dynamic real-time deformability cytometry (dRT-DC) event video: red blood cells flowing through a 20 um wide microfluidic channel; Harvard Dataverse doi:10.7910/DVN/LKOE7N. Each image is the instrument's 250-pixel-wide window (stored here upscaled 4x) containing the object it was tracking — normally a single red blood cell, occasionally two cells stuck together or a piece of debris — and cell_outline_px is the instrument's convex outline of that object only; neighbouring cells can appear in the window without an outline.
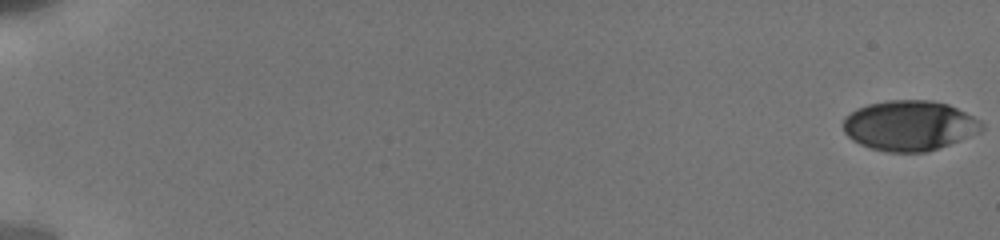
{"species": "human", "species_latin": "Homo sapiens", "temperature_condition": "cold", "stored_images_in_passage": 24, "camera_frame_rate_fps": 3000, "um_per_image_px": 0.085, "donor": {"sex": "male"}, "frame": {"image": 1, "passage_image": 1, "time_ms": 0.0, "image_size_px": [1000, 240], "cell_outline_px": [[984, 128], [980, 132], [960, 140], [924, 152], [888, 152], [872, 148], [860, 144], [852, 140], [844, 132], [844, 116], [856, 108], [868, 104], [888, 100], [932, 100], [948, 104], [980, 120], [984, 124]], "centroid_in_image_um": [77.29, 10.66], "position_along_channel_um": 7.7, "area_um2": 40.34}}
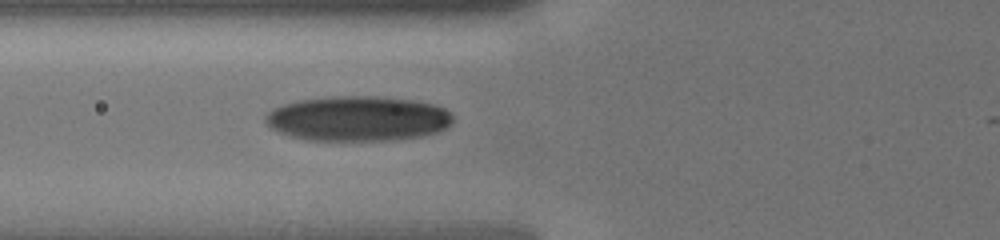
{"frame": {"image": 2, "passage_image": 21, "time_ms": 7.667, "image_size_px": [1000, 240], "cell_outline_px": [[452, 124], [436, 132], [420, 136], [392, 140], [308, 140], [288, 136], [276, 132], [264, 120], [264, 116], [272, 108], [284, 104], [300, 100], [332, 96], [376, 96], [412, 100], [432, 104], [444, 108], [452, 116]], "centroid_in_image_um": [30.37, 10.08], "position_along_channel_um": 95.4, "area_um2": 49.13}}
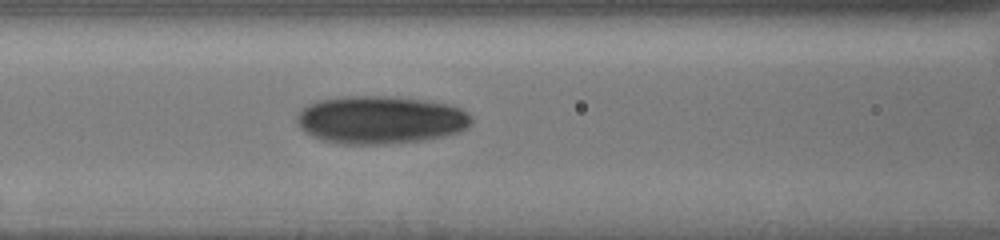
{"frame": {"image": 3, "passage_image": 24, "time_ms": 8.667, "image_size_px": [1000, 240], "cell_outline_px": [[472, 124], [468, 128], [460, 132], [444, 136], [420, 140], [388, 144], [340, 144], [320, 140], [304, 132], [296, 124], [296, 116], [308, 104], [316, 100], [344, 96], [384, 96], [424, 100], [452, 104], [468, 112], [472, 116]], "centroid_in_image_um": [32.34, 10.19], "position_along_channel_um": 134.3, "area_um2": 49.25}}